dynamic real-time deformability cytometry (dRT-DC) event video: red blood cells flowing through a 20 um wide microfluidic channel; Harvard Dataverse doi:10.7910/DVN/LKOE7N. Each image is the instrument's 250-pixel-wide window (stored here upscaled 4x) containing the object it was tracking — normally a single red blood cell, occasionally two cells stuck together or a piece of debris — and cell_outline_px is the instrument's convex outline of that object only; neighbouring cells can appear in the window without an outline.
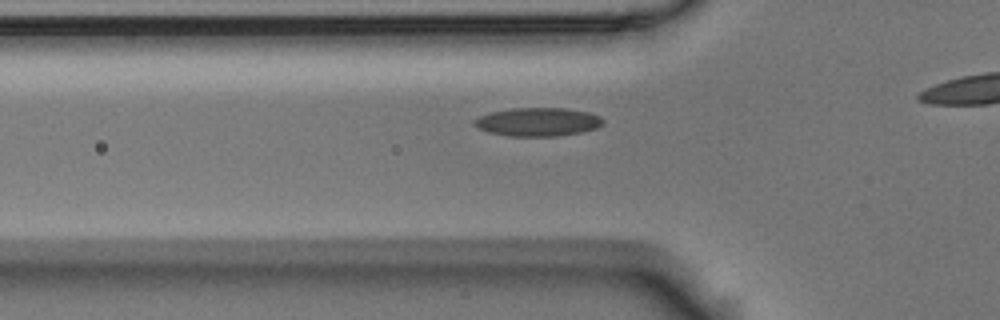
{"species": "Egyptian fruit bat (a non-hibernating species)", "species_latin": "Rousettus aegyptiacus", "temperature_condition": "room temperature", "stored_images_in_passage": 41, "camera_frame_rate_fps": 3000, "um_per_image_px": 0.085, "animal": {"sex": "male"}, "frame": {"image": 1, "passage_image": 14, "time_ms": 4.333, "image_size_px": [1000, 320], "cell_outline_px": [[604, 124], [596, 128], [580, 132], [556, 136], [508, 136], [488, 132], [476, 128], [472, 124], [472, 120], [480, 116], [492, 112], [512, 108], [568, 108], [588, 112], [600, 116], [604, 120]], "centroid_in_image_um": [45.7, 10.36], "position_along_channel_um": 80.1, "area_um2": 21.5}}
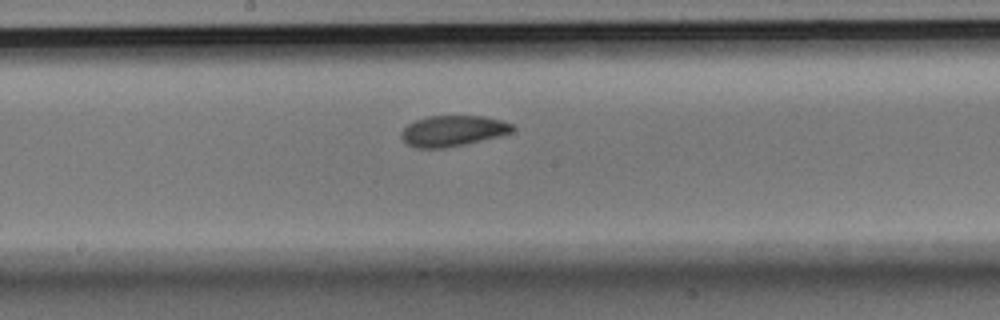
{"frame": {"image": 2, "passage_image": 25, "time_ms": 8.0, "image_size_px": [1000, 320], "cell_outline_px": [[516, 128], [512, 132], [500, 136], [464, 144], [444, 148], [416, 148], [408, 144], [400, 136], [400, 132], [408, 124], [416, 120], [428, 116], [484, 116], [500, 120], [512, 124]], "centroid_in_image_um": [38.49, 11.12], "position_along_channel_um": 209.7, "area_um2": 19.88}}
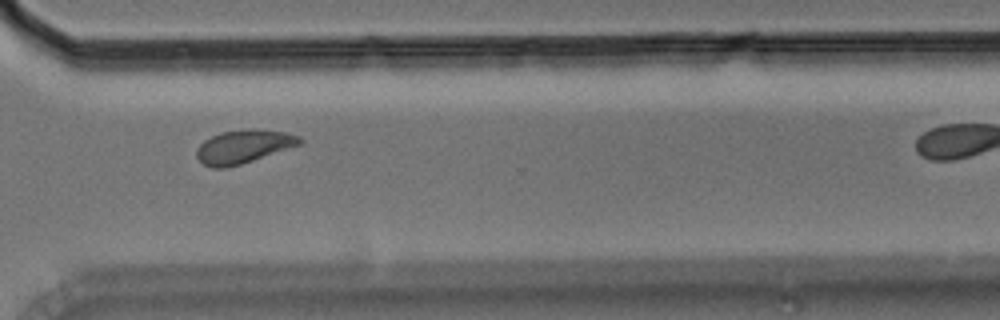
{"frame": {"image": 3, "passage_image": 37, "time_ms": 12.0, "image_size_px": [1000, 320], "cell_outline_px": [[304, 140], [300, 144], [228, 168], [212, 168], [204, 164], [196, 156], [196, 148], [204, 140], [220, 132], [284, 132], [300, 136]], "centroid_in_image_um": [20.63, 12.51], "position_along_channel_um": 350.0, "area_um2": 18.96}}